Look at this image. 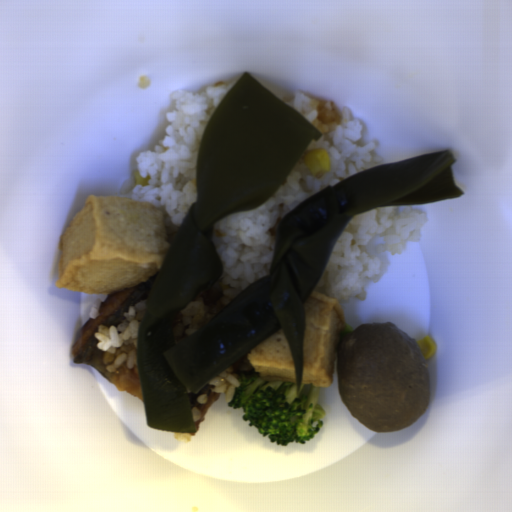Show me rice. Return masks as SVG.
<instances>
[{
    "mask_svg": "<svg viewBox=\"0 0 512 512\" xmlns=\"http://www.w3.org/2000/svg\"><path fill=\"white\" fill-rule=\"evenodd\" d=\"M292 105L323 134L310 139L304 151L325 148L330 169L319 179L300 155L282 186L266 202L215 222L211 239L221 257L222 276L178 313L171 328V347L203 326L240 292L270 274L276 245V229L284 215L301 201L374 166L385 164L373 152L379 140L364 145V125L354 108L338 106L329 97L297 93ZM302 151V152H304Z\"/></svg>",
    "mask_w": 512,
    "mask_h": 512,
    "instance_id": "obj_1",
    "label": "rice"
},
{
    "mask_svg": "<svg viewBox=\"0 0 512 512\" xmlns=\"http://www.w3.org/2000/svg\"><path fill=\"white\" fill-rule=\"evenodd\" d=\"M192 415H193V418H194L195 421L198 420V419H201L202 412H201L200 407L193 406L192 407Z\"/></svg>",
    "mask_w": 512,
    "mask_h": 512,
    "instance_id": "obj_7",
    "label": "rice"
},
{
    "mask_svg": "<svg viewBox=\"0 0 512 512\" xmlns=\"http://www.w3.org/2000/svg\"><path fill=\"white\" fill-rule=\"evenodd\" d=\"M148 301L149 299H145L137 305L128 306V311H123L125 319L117 326L108 327L102 324L98 326V331H95L94 338L99 340L95 347L104 350L103 365H106V371L110 374H116L123 363L127 370L139 364V325Z\"/></svg>",
    "mask_w": 512,
    "mask_h": 512,
    "instance_id": "obj_4",
    "label": "rice"
},
{
    "mask_svg": "<svg viewBox=\"0 0 512 512\" xmlns=\"http://www.w3.org/2000/svg\"><path fill=\"white\" fill-rule=\"evenodd\" d=\"M195 401H196L199 405H203V404L208 403V393H207V394H201V395L197 396V397L195 398Z\"/></svg>",
    "mask_w": 512,
    "mask_h": 512,
    "instance_id": "obj_8",
    "label": "rice"
},
{
    "mask_svg": "<svg viewBox=\"0 0 512 512\" xmlns=\"http://www.w3.org/2000/svg\"><path fill=\"white\" fill-rule=\"evenodd\" d=\"M115 292L109 294H81L79 313L82 326L87 324L91 318L98 319L100 317L102 304H105Z\"/></svg>",
    "mask_w": 512,
    "mask_h": 512,
    "instance_id": "obj_6",
    "label": "rice"
},
{
    "mask_svg": "<svg viewBox=\"0 0 512 512\" xmlns=\"http://www.w3.org/2000/svg\"><path fill=\"white\" fill-rule=\"evenodd\" d=\"M427 222L428 212L413 205H391L352 215L312 291L338 303L353 298L366 301L365 281L379 279L389 270V262L378 255L404 253L409 242H420L421 228Z\"/></svg>",
    "mask_w": 512,
    "mask_h": 512,
    "instance_id": "obj_3",
    "label": "rice"
},
{
    "mask_svg": "<svg viewBox=\"0 0 512 512\" xmlns=\"http://www.w3.org/2000/svg\"><path fill=\"white\" fill-rule=\"evenodd\" d=\"M241 76L229 83L217 82L200 93L176 89L169 93L176 111L166 112L165 137L154 150L136 154V170L149 185L129 188L131 199L165 207L166 215L180 228L193 200H197V168L201 140L219 101Z\"/></svg>",
    "mask_w": 512,
    "mask_h": 512,
    "instance_id": "obj_2",
    "label": "rice"
},
{
    "mask_svg": "<svg viewBox=\"0 0 512 512\" xmlns=\"http://www.w3.org/2000/svg\"><path fill=\"white\" fill-rule=\"evenodd\" d=\"M258 378L254 370L248 364L246 355L213 378L207 384H213L210 390L217 394H224L228 402H231L235 388L246 379Z\"/></svg>",
    "mask_w": 512,
    "mask_h": 512,
    "instance_id": "obj_5",
    "label": "rice"
}]
</instances>
